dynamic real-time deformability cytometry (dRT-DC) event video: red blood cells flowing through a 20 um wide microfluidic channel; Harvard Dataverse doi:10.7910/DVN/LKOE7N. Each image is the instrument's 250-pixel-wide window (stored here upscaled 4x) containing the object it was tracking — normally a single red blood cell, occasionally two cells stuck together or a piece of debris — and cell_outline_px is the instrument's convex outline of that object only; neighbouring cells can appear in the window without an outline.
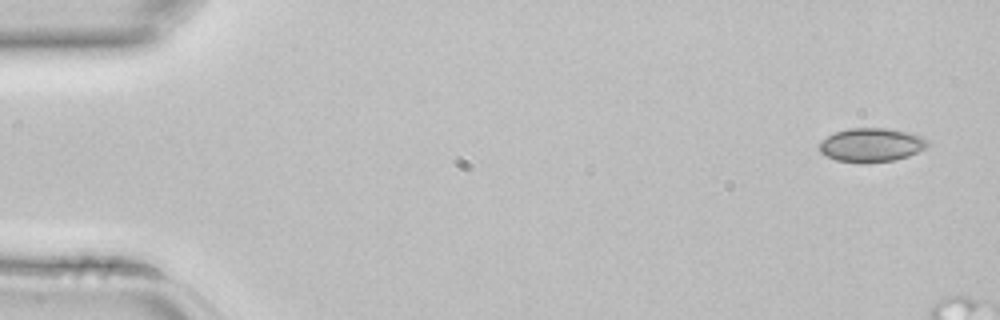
{"species": "common noctule bat (a hibernating species)", "species_latin": "Nyctalus noctula", "temperature_condition": "room temperature", "stored_images_in_passage": 2, "camera_frame_rate_fps": 3000, "um_per_image_px": 0.085, "animal": {"sex": "female", "body_mass_g": 22.7, "forearm_length_mm": 54.2}, "frame": {"image": 1, "passage_image": 1, "time_ms": 0.0, "image_size_px": [1000, 320], "cell_outline_px": [[928, 144], [924, 148], [908, 156], [892, 160], [864, 164], [836, 160], [824, 156], [820, 152], [820, 140], [836, 132], [848, 128], [888, 128], [908, 132], [920, 136], [928, 140]], "centroid_in_image_um": [74.02, 12.33], "position_along_channel_um": 11.0, "area_um2": 21.39}}